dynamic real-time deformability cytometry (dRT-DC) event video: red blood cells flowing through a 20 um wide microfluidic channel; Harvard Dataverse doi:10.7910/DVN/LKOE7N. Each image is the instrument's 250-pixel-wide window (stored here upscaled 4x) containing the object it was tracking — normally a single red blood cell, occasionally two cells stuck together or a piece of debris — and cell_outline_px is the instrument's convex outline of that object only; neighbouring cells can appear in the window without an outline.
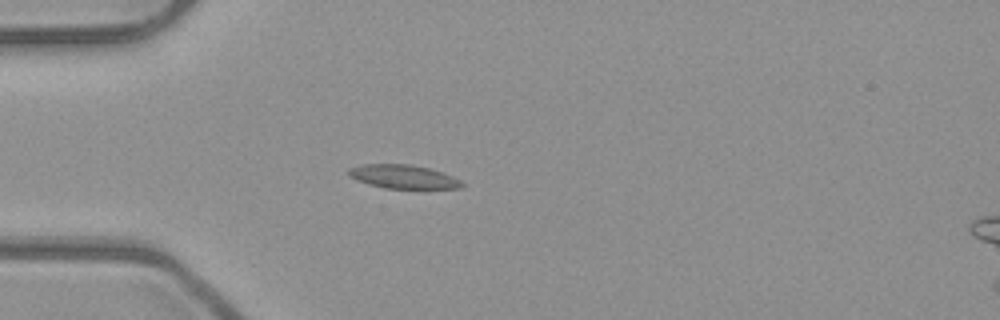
{"species": "common noctule bat (a hibernating species)", "species_latin": "Nyctalus noctula", "temperature_condition": "room temperature", "stored_images_in_passage": 4, "camera_frame_rate_fps": 3000, "um_per_image_px": 0.085, "animal": {"sex": "male", "body_mass_g": 23.1, "forearm_length_mm": 52.7}, "frame": {"image": 1, "passage_image": 3, "time_ms": 0.667, "image_size_px": [1000, 320], "cell_outline_px": [[464, 184], [460, 188], [384, 188], [368, 184], [356, 180], [348, 176], [348, 168], [364, 164], [408, 164], [428, 168], [444, 172], [460, 180]], "centroid_in_image_um": [34.24, 15.01], "position_along_channel_um": 50.8, "area_um2": 15.61}}